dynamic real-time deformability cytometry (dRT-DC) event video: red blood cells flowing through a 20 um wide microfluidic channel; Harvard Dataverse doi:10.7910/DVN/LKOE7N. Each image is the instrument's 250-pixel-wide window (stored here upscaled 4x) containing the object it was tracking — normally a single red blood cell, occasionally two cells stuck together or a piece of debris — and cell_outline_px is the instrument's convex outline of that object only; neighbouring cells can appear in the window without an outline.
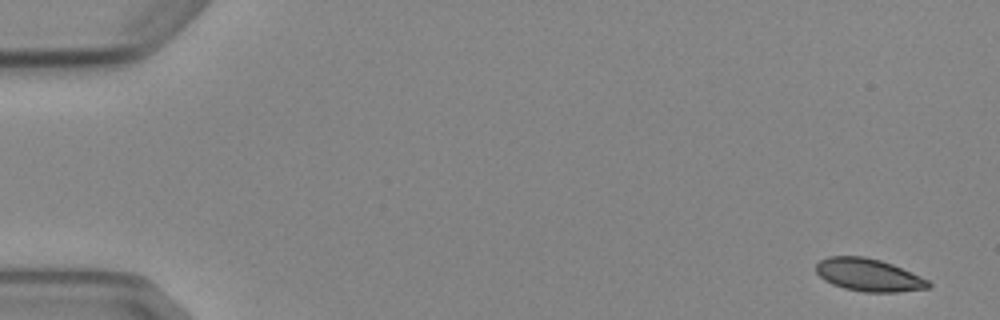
{"species": "Egyptian fruit bat (a non-hibernating species)", "species_latin": "Rousettus aegyptiacus", "temperature_condition": "cold", "stored_images_in_passage": 5, "camera_frame_rate_fps": 3000, "um_per_image_px": 0.085, "animal": {"sex": "female"}, "frame": {"image": 1, "passage_image": 1, "time_ms": 0.0, "image_size_px": [1000, 320], "cell_outline_px": [[932, 284], [928, 288], [896, 292], [864, 292], [844, 288], [832, 284], [824, 280], [816, 272], [816, 264], [820, 260], [828, 256], [864, 256], [880, 260], [892, 264], [920, 276], [928, 280]], "centroid_in_image_um": [73.81, 23.37], "position_along_channel_um": 11.2, "area_um2": 21.33}}
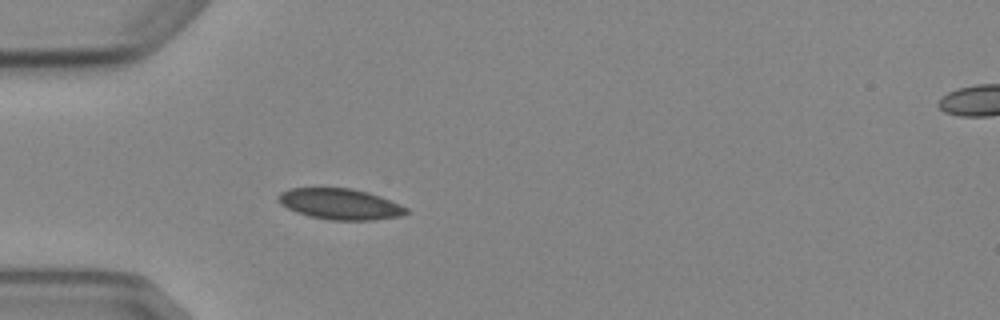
{"frame": {"image": 2, "passage_image": 5, "time_ms": 4.667, "image_size_px": [1000, 320], "cell_outline_px": [[408, 212], [400, 216], [372, 220], [328, 220], [308, 216], [296, 212], [280, 204], [276, 200], [276, 196], [280, 192], [288, 188], [352, 188], [368, 192], [380, 196], [400, 204], [408, 208]], "centroid_in_image_um": [28.86, 17.34], "position_along_channel_um": 56.1, "area_um2": 23.24}}